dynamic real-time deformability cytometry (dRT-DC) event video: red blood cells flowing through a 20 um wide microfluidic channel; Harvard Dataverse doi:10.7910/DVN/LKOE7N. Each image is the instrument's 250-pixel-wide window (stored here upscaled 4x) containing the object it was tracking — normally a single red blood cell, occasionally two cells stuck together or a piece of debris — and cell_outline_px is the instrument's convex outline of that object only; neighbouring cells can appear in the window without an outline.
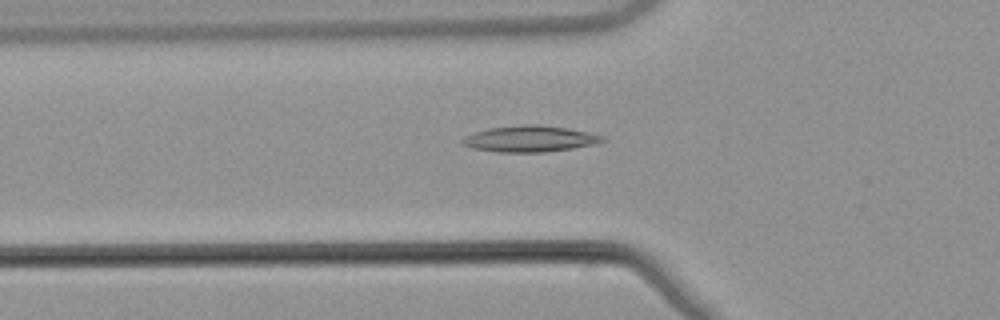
{"species": "common noctule bat (a hibernating species)", "species_latin": "Nyctalus noctula", "temperature_condition": "warm", "stored_images_in_passage": 6, "camera_frame_rate_fps": 3000, "um_per_image_px": 0.085, "animal": {"sex": "male", "body_mass_g": 21.5, "forearm_length_mm": 52.0}, "frame": {"image": 1, "passage_image": 4, "time_ms": 1.0, "image_size_px": [1000, 320], "cell_outline_px": [[608, 140], [596, 144], [572, 148], [544, 152], [496, 152], [472, 148], [460, 144], [460, 140], [464, 136], [472, 132], [488, 128], [524, 124], [540, 124], [568, 128], [588, 132], [604, 136]], "centroid_in_image_um": [45.01, 11.79], "position_along_channel_um": 80.8, "area_um2": 21.73}}